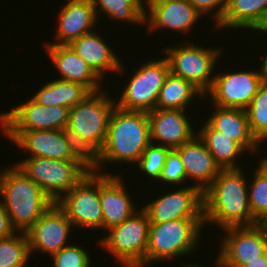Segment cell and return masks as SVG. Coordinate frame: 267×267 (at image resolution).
Returning a JSON list of instances; mask_svg holds the SVG:
<instances>
[{
  "label": "cell",
  "mask_w": 267,
  "mask_h": 267,
  "mask_svg": "<svg viewBox=\"0 0 267 267\" xmlns=\"http://www.w3.org/2000/svg\"><path fill=\"white\" fill-rule=\"evenodd\" d=\"M121 176L100 173V204L103 213V231L123 223L137 212L135 202Z\"/></svg>",
  "instance_id": "19"
},
{
  "label": "cell",
  "mask_w": 267,
  "mask_h": 267,
  "mask_svg": "<svg viewBox=\"0 0 267 267\" xmlns=\"http://www.w3.org/2000/svg\"><path fill=\"white\" fill-rule=\"evenodd\" d=\"M251 30L267 34V10L263 13L261 19L255 24V26Z\"/></svg>",
  "instance_id": "41"
},
{
  "label": "cell",
  "mask_w": 267,
  "mask_h": 267,
  "mask_svg": "<svg viewBox=\"0 0 267 267\" xmlns=\"http://www.w3.org/2000/svg\"><path fill=\"white\" fill-rule=\"evenodd\" d=\"M97 19L103 12L110 20L128 22L129 24H143L145 0H91ZM99 7V11H98Z\"/></svg>",
  "instance_id": "29"
},
{
  "label": "cell",
  "mask_w": 267,
  "mask_h": 267,
  "mask_svg": "<svg viewBox=\"0 0 267 267\" xmlns=\"http://www.w3.org/2000/svg\"><path fill=\"white\" fill-rule=\"evenodd\" d=\"M75 161L87 173H101L104 164V145L100 141L83 139L67 126L62 129Z\"/></svg>",
  "instance_id": "27"
},
{
  "label": "cell",
  "mask_w": 267,
  "mask_h": 267,
  "mask_svg": "<svg viewBox=\"0 0 267 267\" xmlns=\"http://www.w3.org/2000/svg\"><path fill=\"white\" fill-rule=\"evenodd\" d=\"M260 64V75L262 77L263 83L267 84V52L265 53V56H263L262 62Z\"/></svg>",
  "instance_id": "42"
},
{
  "label": "cell",
  "mask_w": 267,
  "mask_h": 267,
  "mask_svg": "<svg viewBox=\"0 0 267 267\" xmlns=\"http://www.w3.org/2000/svg\"><path fill=\"white\" fill-rule=\"evenodd\" d=\"M14 165L33 180L53 203H57L87 174L73 160L25 157Z\"/></svg>",
  "instance_id": "7"
},
{
  "label": "cell",
  "mask_w": 267,
  "mask_h": 267,
  "mask_svg": "<svg viewBox=\"0 0 267 267\" xmlns=\"http://www.w3.org/2000/svg\"><path fill=\"white\" fill-rule=\"evenodd\" d=\"M0 199L12 227L16 232L24 233L54 204L43 190L15 165L1 169Z\"/></svg>",
  "instance_id": "2"
},
{
  "label": "cell",
  "mask_w": 267,
  "mask_h": 267,
  "mask_svg": "<svg viewBox=\"0 0 267 267\" xmlns=\"http://www.w3.org/2000/svg\"><path fill=\"white\" fill-rule=\"evenodd\" d=\"M266 10L267 0H228L226 10L215 27L220 30H251Z\"/></svg>",
  "instance_id": "26"
},
{
  "label": "cell",
  "mask_w": 267,
  "mask_h": 267,
  "mask_svg": "<svg viewBox=\"0 0 267 267\" xmlns=\"http://www.w3.org/2000/svg\"><path fill=\"white\" fill-rule=\"evenodd\" d=\"M0 239V267H25L30 254L26 233Z\"/></svg>",
  "instance_id": "31"
},
{
  "label": "cell",
  "mask_w": 267,
  "mask_h": 267,
  "mask_svg": "<svg viewBox=\"0 0 267 267\" xmlns=\"http://www.w3.org/2000/svg\"><path fill=\"white\" fill-rule=\"evenodd\" d=\"M14 233H16V230L12 227L10 218L0 199V239L10 237Z\"/></svg>",
  "instance_id": "39"
},
{
  "label": "cell",
  "mask_w": 267,
  "mask_h": 267,
  "mask_svg": "<svg viewBox=\"0 0 267 267\" xmlns=\"http://www.w3.org/2000/svg\"><path fill=\"white\" fill-rule=\"evenodd\" d=\"M115 100L117 98H111L105 91L92 92L70 109L67 127L83 139L100 141L104 145Z\"/></svg>",
  "instance_id": "12"
},
{
  "label": "cell",
  "mask_w": 267,
  "mask_h": 267,
  "mask_svg": "<svg viewBox=\"0 0 267 267\" xmlns=\"http://www.w3.org/2000/svg\"><path fill=\"white\" fill-rule=\"evenodd\" d=\"M186 180L187 177L180 155L175 149H171L167 154L166 161L158 181H161V184H164L165 182V184L167 183V185L169 184L170 186L173 184H177L175 186H179L180 184L183 185V183H187Z\"/></svg>",
  "instance_id": "35"
},
{
  "label": "cell",
  "mask_w": 267,
  "mask_h": 267,
  "mask_svg": "<svg viewBox=\"0 0 267 267\" xmlns=\"http://www.w3.org/2000/svg\"><path fill=\"white\" fill-rule=\"evenodd\" d=\"M215 265H217L216 267H225L222 260L217 256V259L215 260ZM180 267H205V266H202V265H199L196 264V265H191V264H186V265H180ZM207 267V266H206ZM209 267V266H208Z\"/></svg>",
  "instance_id": "43"
},
{
  "label": "cell",
  "mask_w": 267,
  "mask_h": 267,
  "mask_svg": "<svg viewBox=\"0 0 267 267\" xmlns=\"http://www.w3.org/2000/svg\"><path fill=\"white\" fill-rule=\"evenodd\" d=\"M257 163L258 169L248 184V198L253 218L258 223H267V159L263 156Z\"/></svg>",
  "instance_id": "30"
},
{
  "label": "cell",
  "mask_w": 267,
  "mask_h": 267,
  "mask_svg": "<svg viewBox=\"0 0 267 267\" xmlns=\"http://www.w3.org/2000/svg\"><path fill=\"white\" fill-rule=\"evenodd\" d=\"M44 46L52 64L60 73L58 79L80 83L91 92L103 89L102 79L69 45L45 44Z\"/></svg>",
  "instance_id": "22"
},
{
  "label": "cell",
  "mask_w": 267,
  "mask_h": 267,
  "mask_svg": "<svg viewBox=\"0 0 267 267\" xmlns=\"http://www.w3.org/2000/svg\"><path fill=\"white\" fill-rule=\"evenodd\" d=\"M163 49L170 74L191 82L204 95L211 89L215 77L214 69L224 52L223 48L203 47L183 41Z\"/></svg>",
  "instance_id": "5"
},
{
  "label": "cell",
  "mask_w": 267,
  "mask_h": 267,
  "mask_svg": "<svg viewBox=\"0 0 267 267\" xmlns=\"http://www.w3.org/2000/svg\"><path fill=\"white\" fill-rule=\"evenodd\" d=\"M245 110L251 133L262 144L267 140V84L263 83Z\"/></svg>",
  "instance_id": "32"
},
{
  "label": "cell",
  "mask_w": 267,
  "mask_h": 267,
  "mask_svg": "<svg viewBox=\"0 0 267 267\" xmlns=\"http://www.w3.org/2000/svg\"><path fill=\"white\" fill-rule=\"evenodd\" d=\"M151 143L147 112L124 110L117 106L112 110L107 137L104 143V164H137Z\"/></svg>",
  "instance_id": "3"
},
{
  "label": "cell",
  "mask_w": 267,
  "mask_h": 267,
  "mask_svg": "<svg viewBox=\"0 0 267 267\" xmlns=\"http://www.w3.org/2000/svg\"><path fill=\"white\" fill-rule=\"evenodd\" d=\"M32 98L45 106H60L59 96H58V78L53 81H47L42 88L34 93Z\"/></svg>",
  "instance_id": "38"
},
{
  "label": "cell",
  "mask_w": 267,
  "mask_h": 267,
  "mask_svg": "<svg viewBox=\"0 0 267 267\" xmlns=\"http://www.w3.org/2000/svg\"><path fill=\"white\" fill-rule=\"evenodd\" d=\"M197 131L198 137L214 157L221 169H238L236 158L244 154L245 150L230 137L214 129L207 121Z\"/></svg>",
  "instance_id": "25"
},
{
  "label": "cell",
  "mask_w": 267,
  "mask_h": 267,
  "mask_svg": "<svg viewBox=\"0 0 267 267\" xmlns=\"http://www.w3.org/2000/svg\"><path fill=\"white\" fill-rule=\"evenodd\" d=\"M222 231L226 237L221 239L217 256L225 267H240L249 260L260 259L267 252V223L231 226Z\"/></svg>",
  "instance_id": "11"
},
{
  "label": "cell",
  "mask_w": 267,
  "mask_h": 267,
  "mask_svg": "<svg viewBox=\"0 0 267 267\" xmlns=\"http://www.w3.org/2000/svg\"><path fill=\"white\" fill-rule=\"evenodd\" d=\"M150 222L146 212L139 209L123 223L108 229L99 239V246L111 253L125 267L146 266Z\"/></svg>",
  "instance_id": "6"
},
{
  "label": "cell",
  "mask_w": 267,
  "mask_h": 267,
  "mask_svg": "<svg viewBox=\"0 0 267 267\" xmlns=\"http://www.w3.org/2000/svg\"><path fill=\"white\" fill-rule=\"evenodd\" d=\"M188 1L195 7V9L200 14H202V16L204 15V13L205 15H207L206 13L211 15L210 12L214 10L213 19L215 20V25L222 18L228 4V0H188Z\"/></svg>",
  "instance_id": "37"
},
{
  "label": "cell",
  "mask_w": 267,
  "mask_h": 267,
  "mask_svg": "<svg viewBox=\"0 0 267 267\" xmlns=\"http://www.w3.org/2000/svg\"><path fill=\"white\" fill-rule=\"evenodd\" d=\"M103 80L107 71L122 73L124 64L100 33L90 32L68 44Z\"/></svg>",
  "instance_id": "23"
},
{
  "label": "cell",
  "mask_w": 267,
  "mask_h": 267,
  "mask_svg": "<svg viewBox=\"0 0 267 267\" xmlns=\"http://www.w3.org/2000/svg\"><path fill=\"white\" fill-rule=\"evenodd\" d=\"M147 114L151 143L175 149L197 135L186 110L154 109Z\"/></svg>",
  "instance_id": "17"
},
{
  "label": "cell",
  "mask_w": 267,
  "mask_h": 267,
  "mask_svg": "<svg viewBox=\"0 0 267 267\" xmlns=\"http://www.w3.org/2000/svg\"><path fill=\"white\" fill-rule=\"evenodd\" d=\"M72 227L66 213L54 203L26 232L30 254L40 251L51 256L70 245Z\"/></svg>",
  "instance_id": "15"
},
{
  "label": "cell",
  "mask_w": 267,
  "mask_h": 267,
  "mask_svg": "<svg viewBox=\"0 0 267 267\" xmlns=\"http://www.w3.org/2000/svg\"><path fill=\"white\" fill-rule=\"evenodd\" d=\"M55 41L46 44L68 45L96 27L97 19L91 0H68L58 13Z\"/></svg>",
  "instance_id": "20"
},
{
  "label": "cell",
  "mask_w": 267,
  "mask_h": 267,
  "mask_svg": "<svg viewBox=\"0 0 267 267\" xmlns=\"http://www.w3.org/2000/svg\"><path fill=\"white\" fill-rule=\"evenodd\" d=\"M92 92L84 85L58 79V96L60 106L72 108L83 101Z\"/></svg>",
  "instance_id": "36"
},
{
  "label": "cell",
  "mask_w": 267,
  "mask_h": 267,
  "mask_svg": "<svg viewBox=\"0 0 267 267\" xmlns=\"http://www.w3.org/2000/svg\"><path fill=\"white\" fill-rule=\"evenodd\" d=\"M2 134L29 157L73 160L62 130L3 131Z\"/></svg>",
  "instance_id": "18"
},
{
  "label": "cell",
  "mask_w": 267,
  "mask_h": 267,
  "mask_svg": "<svg viewBox=\"0 0 267 267\" xmlns=\"http://www.w3.org/2000/svg\"><path fill=\"white\" fill-rule=\"evenodd\" d=\"M243 168L222 169L212 184L203 192L204 226L208 223L227 228L250 226L258 222L253 218L248 183Z\"/></svg>",
  "instance_id": "1"
},
{
  "label": "cell",
  "mask_w": 267,
  "mask_h": 267,
  "mask_svg": "<svg viewBox=\"0 0 267 267\" xmlns=\"http://www.w3.org/2000/svg\"><path fill=\"white\" fill-rule=\"evenodd\" d=\"M70 108L45 106L32 97L0 113L2 131L62 130L68 125Z\"/></svg>",
  "instance_id": "10"
},
{
  "label": "cell",
  "mask_w": 267,
  "mask_h": 267,
  "mask_svg": "<svg viewBox=\"0 0 267 267\" xmlns=\"http://www.w3.org/2000/svg\"><path fill=\"white\" fill-rule=\"evenodd\" d=\"M50 257L53 258L54 267H90L92 263L84 247L75 244L63 247Z\"/></svg>",
  "instance_id": "34"
},
{
  "label": "cell",
  "mask_w": 267,
  "mask_h": 267,
  "mask_svg": "<svg viewBox=\"0 0 267 267\" xmlns=\"http://www.w3.org/2000/svg\"><path fill=\"white\" fill-rule=\"evenodd\" d=\"M165 58L148 60L132 74L116 106L124 110L149 112L155 109L159 91L169 75ZM118 102V103H117Z\"/></svg>",
  "instance_id": "8"
},
{
  "label": "cell",
  "mask_w": 267,
  "mask_h": 267,
  "mask_svg": "<svg viewBox=\"0 0 267 267\" xmlns=\"http://www.w3.org/2000/svg\"><path fill=\"white\" fill-rule=\"evenodd\" d=\"M170 150L171 148L169 147L150 143L135 165L143 174L151 178L150 180L157 181L161 176L167 154Z\"/></svg>",
  "instance_id": "33"
},
{
  "label": "cell",
  "mask_w": 267,
  "mask_h": 267,
  "mask_svg": "<svg viewBox=\"0 0 267 267\" xmlns=\"http://www.w3.org/2000/svg\"><path fill=\"white\" fill-rule=\"evenodd\" d=\"M147 30L171 29L187 33L203 17L188 0H145Z\"/></svg>",
  "instance_id": "16"
},
{
  "label": "cell",
  "mask_w": 267,
  "mask_h": 267,
  "mask_svg": "<svg viewBox=\"0 0 267 267\" xmlns=\"http://www.w3.org/2000/svg\"><path fill=\"white\" fill-rule=\"evenodd\" d=\"M142 208L150 223H164L177 219H204L203 192L189 185L151 200Z\"/></svg>",
  "instance_id": "14"
},
{
  "label": "cell",
  "mask_w": 267,
  "mask_h": 267,
  "mask_svg": "<svg viewBox=\"0 0 267 267\" xmlns=\"http://www.w3.org/2000/svg\"><path fill=\"white\" fill-rule=\"evenodd\" d=\"M197 96L205 98L191 82L169 73L159 91L155 109L187 110L188 104Z\"/></svg>",
  "instance_id": "28"
},
{
  "label": "cell",
  "mask_w": 267,
  "mask_h": 267,
  "mask_svg": "<svg viewBox=\"0 0 267 267\" xmlns=\"http://www.w3.org/2000/svg\"><path fill=\"white\" fill-rule=\"evenodd\" d=\"M240 267H267V252L263 256H260V259L249 260V262Z\"/></svg>",
  "instance_id": "40"
},
{
  "label": "cell",
  "mask_w": 267,
  "mask_h": 267,
  "mask_svg": "<svg viewBox=\"0 0 267 267\" xmlns=\"http://www.w3.org/2000/svg\"><path fill=\"white\" fill-rule=\"evenodd\" d=\"M57 205L76 228L103 230L100 173H87Z\"/></svg>",
  "instance_id": "9"
},
{
  "label": "cell",
  "mask_w": 267,
  "mask_h": 267,
  "mask_svg": "<svg viewBox=\"0 0 267 267\" xmlns=\"http://www.w3.org/2000/svg\"><path fill=\"white\" fill-rule=\"evenodd\" d=\"M206 121L214 129L237 142L245 151L248 149V152L259 155L258 149L261 144L251 133L245 109L215 106L213 113Z\"/></svg>",
  "instance_id": "24"
},
{
  "label": "cell",
  "mask_w": 267,
  "mask_h": 267,
  "mask_svg": "<svg viewBox=\"0 0 267 267\" xmlns=\"http://www.w3.org/2000/svg\"><path fill=\"white\" fill-rule=\"evenodd\" d=\"M183 163L187 179L204 192L222 170L203 141L196 135L192 140L175 148Z\"/></svg>",
  "instance_id": "21"
},
{
  "label": "cell",
  "mask_w": 267,
  "mask_h": 267,
  "mask_svg": "<svg viewBox=\"0 0 267 267\" xmlns=\"http://www.w3.org/2000/svg\"><path fill=\"white\" fill-rule=\"evenodd\" d=\"M222 73H215L213 85L204 97L212 98L213 106L246 109L263 85L259 70Z\"/></svg>",
  "instance_id": "13"
},
{
  "label": "cell",
  "mask_w": 267,
  "mask_h": 267,
  "mask_svg": "<svg viewBox=\"0 0 267 267\" xmlns=\"http://www.w3.org/2000/svg\"><path fill=\"white\" fill-rule=\"evenodd\" d=\"M204 219H177L164 223H150L146 265L170 261L190 254L199 247ZM153 263V264H152Z\"/></svg>",
  "instance_id": "4"
}]
</instances>
